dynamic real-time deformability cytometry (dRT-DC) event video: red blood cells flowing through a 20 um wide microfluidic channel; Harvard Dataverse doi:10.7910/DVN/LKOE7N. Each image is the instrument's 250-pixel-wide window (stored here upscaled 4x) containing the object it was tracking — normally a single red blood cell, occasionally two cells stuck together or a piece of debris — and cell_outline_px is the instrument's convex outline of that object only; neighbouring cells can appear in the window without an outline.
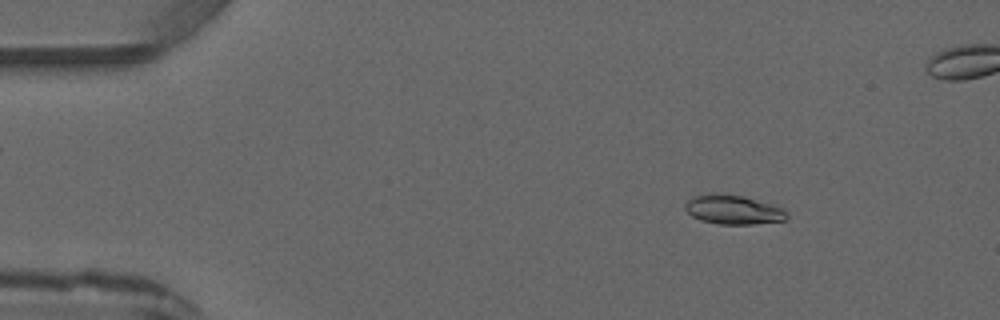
{"species": "common noctule bat (a hibernating species)", "species_latin": "Nyctalus noctula", "temperature_condition": "warm", "stored_images_in_passage": 6, "camera_frame_rate_fps": 3000, "um_per_image_px": 0.085, "animal": {"sex": "male", "forearm_length_mm": 52.5}, "frame": {"image": 1, "passage_image": 2, "time_ms": 1.0, "image_size_px": [1000, 320], "cell_outline_px": [[788, 220], [752, 224], [720, 224], [700, 220], [692, 216], [684, 208], [684, 204], [692, 196], [712, 192], [744, 196], [784, 208], [788, 212]], "centroid_in_image_um": [62.32, 17.81], "position_along_channel_um": 22.7, "area_um2": 17.57}}
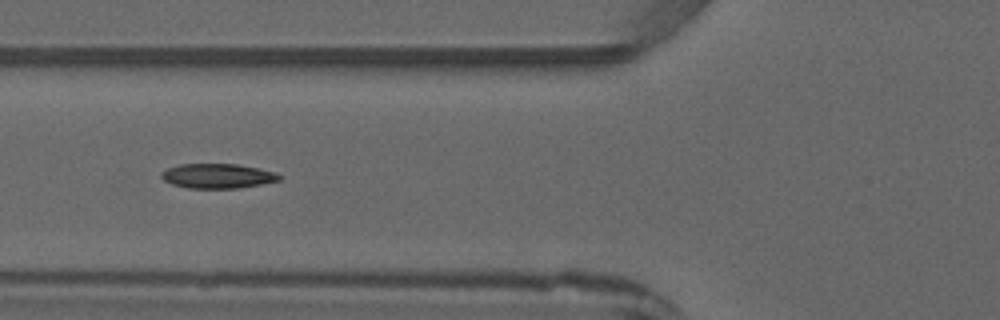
{"frame": {"image": 2, "passage_image": 5, "time_ms": 4.667, "image_size_px": [1000, 320], "cell_outline_px": [[284, 176], [280, 180], [260, 184], [236, 188], [188, 188], [172, 184], [164, 180], [160, 176], [160, 172], [168, 168], [180, 164], [236, 164], [260, 168], [276, 172]], "centroid_in_image_um": [18.51, 14.95], "position_along_channel_um": 107.3, "area_um2": 16.99}}
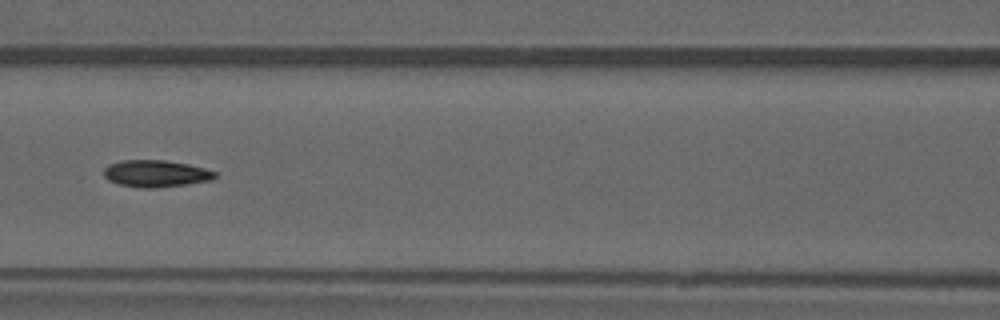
{"frame": {"image": 3, "passage_image": 6, "time_ms": 5.667, "image_size_px": [1000, 320], "cell_outline_px": [[216, 176], [212, 180], [156, 188], [144, 188], [120, 184], [108, 180], [104, 176], [104, 168], [108, 164], [120, 160], [164, 160], [188, 164], [204, 168], [216, 172]], "centroid_in_image_um": [13.22, 14.74], "position_along_channel_um": 153.4, "area_um2": 17.34}}